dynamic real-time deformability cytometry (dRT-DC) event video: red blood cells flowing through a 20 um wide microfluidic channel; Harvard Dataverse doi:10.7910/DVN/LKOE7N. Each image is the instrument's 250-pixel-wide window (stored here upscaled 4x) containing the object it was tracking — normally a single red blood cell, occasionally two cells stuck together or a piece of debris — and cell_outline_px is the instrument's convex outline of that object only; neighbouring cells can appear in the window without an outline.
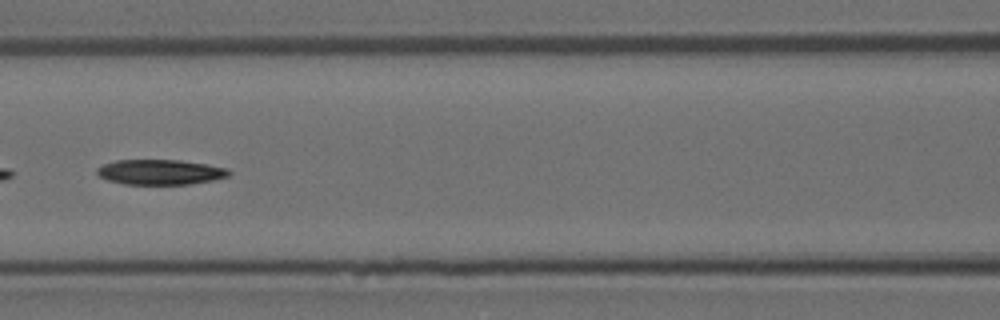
{"species": "Egyptian fruit bat (a non-hibernating species)", "species_latin": "Rousettus aegyptiacus", "temperature_condition": "room temperature", "stored_images_in_passage": 46, "camera_frame_rate_fps": 3000, "um_per_image_px": 0.085, "animal": {"sex": "female"}, "frame": {"image": 1, "passage_image": 16, "time_ms": 5.0, "image_size_px": [1000, 320], "cell_outline_px": [[232, 172], [228, 176], [212, 180], [188, 184], [124, 184], [108, 180], [100, 176], [96, 172], [96, 168], [104, 164], [116, 160], [180, 160], [208, 164], [228, 168]], "centroid_in_image_um": [13.63, 14.62], "position_along_channel_um": 153.0, "area_um2": 19.31}}
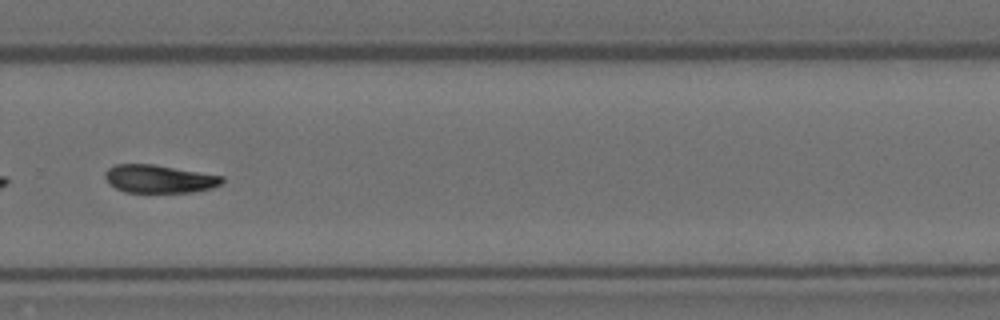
{"frame": {"image": 2, "passage_image": 29, "time_ms": 9.333, "image_size_px": [1000, 320], "cell_outline_px": [[224, 184], [212, 188], [192, 192], [124, 192], [108, 184], [104, 176], [104, 172], [108, 168], [116, 164], [156, 164], [224, 176]], "centroid_in_image_um": [13.54, 15.2], "position_along_channel_um": 316.3, "area_um2": 19.42}}
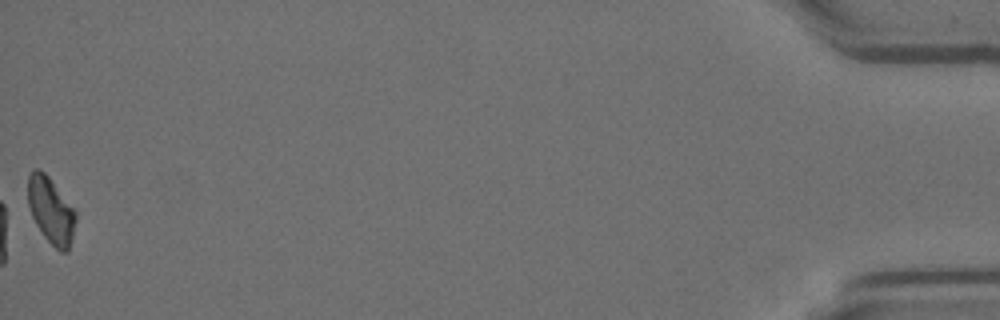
{"frame": {"image": 3, "passage_image": 46, "time_ms": 15.0, "image_size_px": [1000, 320], "cell_outline_px": [[76, 220], [72, 240], [68, 252], [60, 252], [44, 236], [36, 224], [32, 216], [28, 204], [28, 176], [32, 168], [36, 168], [44, 172], [48, 176], [76, 208]], "centroid_in_image_um": [4.35, 17.87], "position_along_channel_um": 430.8, "area_um2": 18.73}}